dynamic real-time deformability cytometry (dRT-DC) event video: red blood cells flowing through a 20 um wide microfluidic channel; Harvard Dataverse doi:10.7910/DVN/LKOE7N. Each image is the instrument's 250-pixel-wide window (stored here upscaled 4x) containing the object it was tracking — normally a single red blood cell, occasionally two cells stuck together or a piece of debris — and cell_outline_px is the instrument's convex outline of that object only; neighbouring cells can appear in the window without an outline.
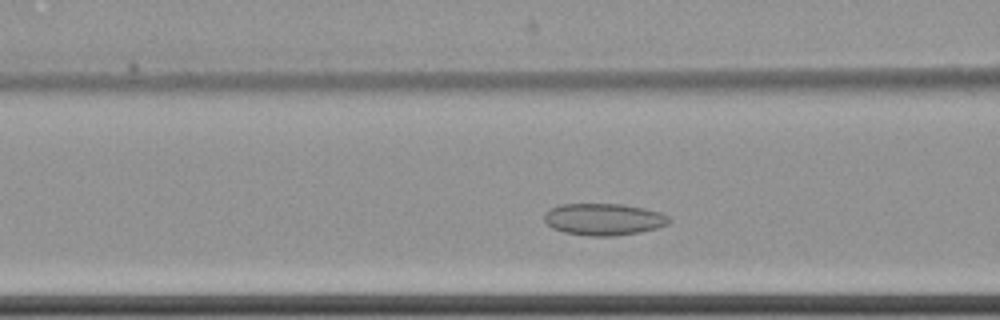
{"species": "common noctule bat (a hibernating species)", "species_latin": "Nyctalus noctula", "temperature_condition": "cold", "stored_images_in_passage": 34, "camera_frame_rate_fps": 3000, "um_per_image_px": 0.085, "animal": {"sex": "female", "body_mass_g": 22.7, "forearm_length_mm": 54.2}, "frame": {"image": 1, "passage_image": 7, "time_ms": 2.0, "image_size_px": [1000, 320], "cell_outline_px": [[672, 220], [668, 224], [656, 228], [640, 232], [612, 236], [588, 236], [564, 232], [552, 228], [544, 220], [544, 212], [560, 204], [624, 204], [644, 208], [660, 212], [668, 216]], "centroid_in_image_um": [51.32, 18.64], "position_along_channel_um": 115.3, "area_um2": 23.24}}
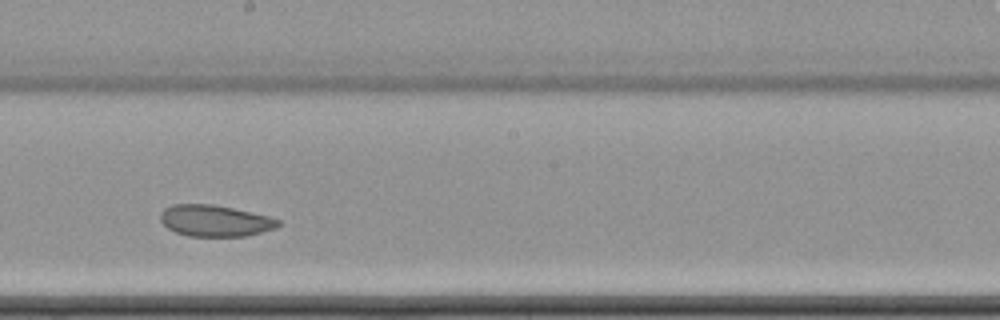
{"frame": {"image": 2, "passage_image": 17, "time_ms": 5.333, "image_size_px": [1000, 320], "cell_outline_px": [[280, 224], [276, 228], [244, 236], [188, 236], [176, 232], [168, 228], [160, 220], [160, 212], [164, 208], [172, 204], [212, 204], [232, 208], [268, 216], [280, 220]], "centroid_in_image_um": [18.24, 18.76], "position_along_channel_um": 230.0, "area_um2": 21.44}}
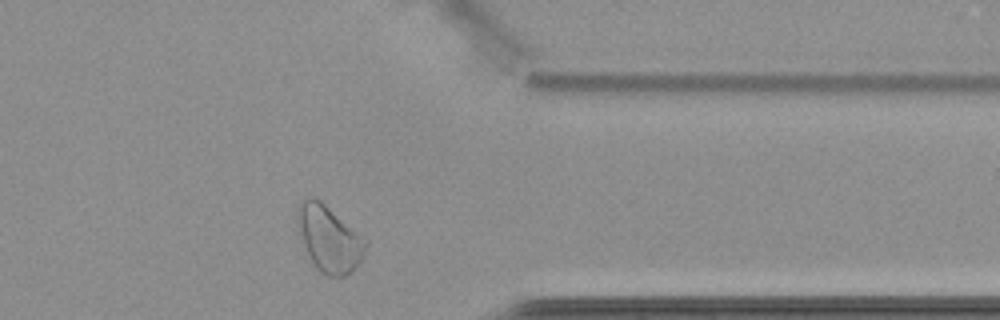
{"frame": {"image": 3, "passage_image": 31, "time_ms": 10.0, "image_size_px": [1000, 320], "cell_outline_px": [[368, 244], [360, 260], [352, 272], [344, 276], [328, 276], [320, 272], [316, 268], [304, 244], [296, 224], [296, 208], [300, 200], [304, 196], [312, 196], [320, 200], [368, 240]], "centroid_in_image_um": [27.95, 20.24], "position_along_channel_um": 383.4, "area_um2": 26.36}, "authors_computed_cell_mechanics": {"area_um2": 22.4264, "velocity_mm_per_s": 3.4431, "shape_relaxation_time_tau1_ms": null, "shape_relaxation_time_tau2_ms": 2.9347, "deformation_change_tau1": null, "deformation_change_tau2": 0.0628}}